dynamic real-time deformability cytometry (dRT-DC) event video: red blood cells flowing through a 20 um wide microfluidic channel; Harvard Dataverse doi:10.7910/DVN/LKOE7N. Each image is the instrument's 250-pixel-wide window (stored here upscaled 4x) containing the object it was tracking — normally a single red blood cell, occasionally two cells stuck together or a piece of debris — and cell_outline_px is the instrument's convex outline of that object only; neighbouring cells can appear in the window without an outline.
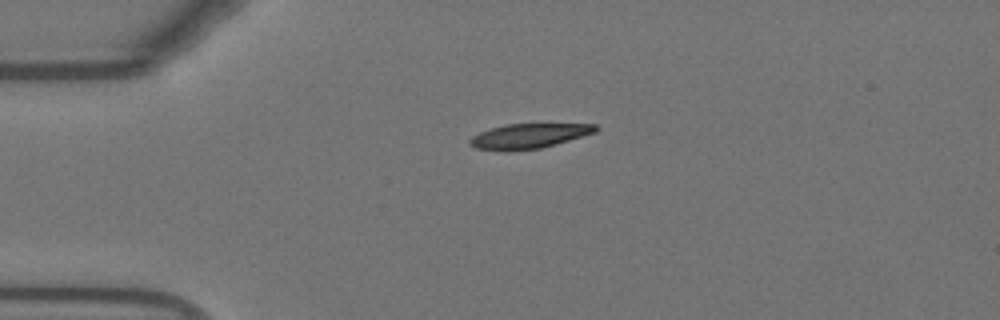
{"species": "Egyptian fruit bat (a non-hibernating species)", "species_latin": "Rousettus aegyptiacus", "temperature_condition": "warm", "stored_images_in_passage": 32, "camera_frame_rate_fps": 3000, "um_per_image_px": 0.085, "animal": {"sex": "female"}, "frame": {"image": 1, "passage_image": 1, "time_ms": 0.0, "image_size_px": [1000, 320], "cell_outline_px": [[600, 128], [596, 132], [540, 148], [504, 152], [476, 148], [468, 144], [468, 140], [472, 136], [480, 132], [504, 124], [596, 124]], "centroid_in_image_um": [44.91, 11.57], "position_along_channel_um": 40.1, "area_um2": 18.21}}
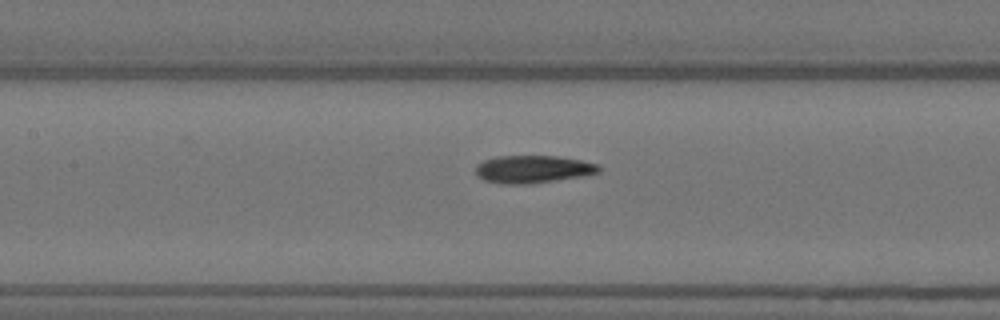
{"frame": {"image": 2, "passage_image": 13, "time_ms": 4.0, "image_size_px": [1000, 320], "cell_outline_px": [[600, 172], [580, 176], [528, 184], [504, 184], [484, 180], [476, 176], [476, 164], [484, 160], [496, 156], [556, 156], [580, 160], [600, 164]], "centroid_in_image_um": [45.27, 14.37], "position_along_channel_um": 162.1, "area_um2": 19.77}}
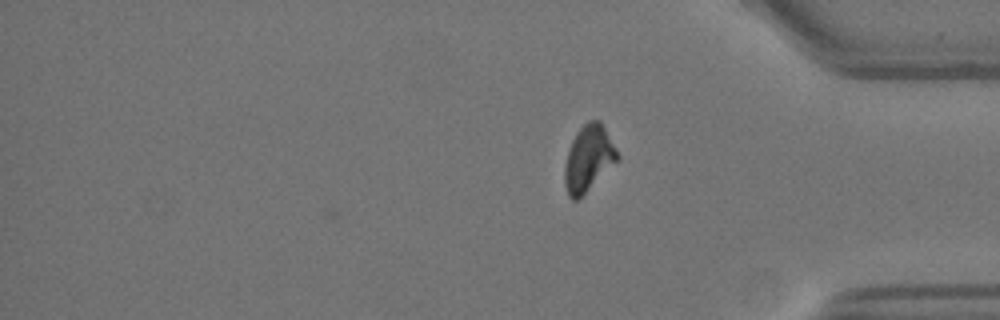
{"frame": {"image": 3, "passage_image": 32, "time_ms": 10.333, "image_size_px": [1000, 320], "cell_outline_px": [[620, 156], [576, 200], [572, 200], [568, 196], [564, 184], [564, 164], [572, 140], [580, 128], [588, 120], [600, 120], [616, 148]], "centroid_in_image_um": [49.98, 13.43], "position_along_channel_um": 385.2, "area_um2": 19.59}, "authors_computed_cell_mechanics": {"area_um2": 20.3167, "velocity_mm_per_s": 3.747, "shape_relaxation_time_tau1_ms": 9.7893, "shape_relaxation_time_tau2_ms": 2.2574, "deformation_change_tau1": 0.2889, "deformation_change_tau2": 0.0792}}